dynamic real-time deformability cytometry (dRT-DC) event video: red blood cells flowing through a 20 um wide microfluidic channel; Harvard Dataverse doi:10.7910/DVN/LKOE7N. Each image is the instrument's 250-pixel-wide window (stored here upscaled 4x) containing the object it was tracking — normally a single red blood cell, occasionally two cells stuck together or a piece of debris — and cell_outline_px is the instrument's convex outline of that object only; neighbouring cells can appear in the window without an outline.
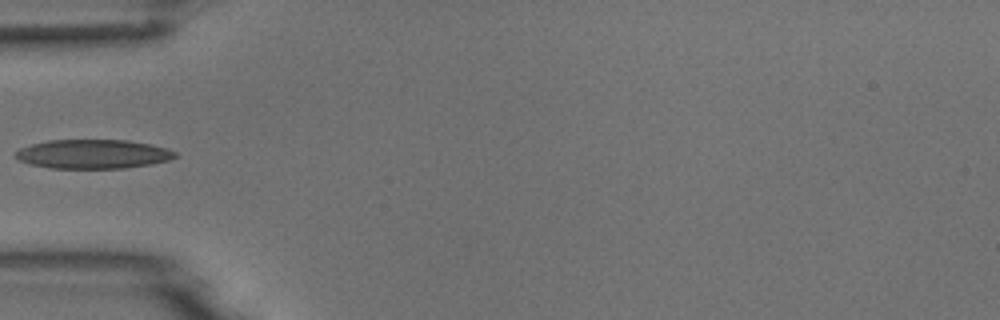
{"species": "common noctule bat (a hibernating species)", "species_latin": "Nyctalus noctula", "temperature_condition": "room temperature", "stored_images_in_passage": 5, "camera_frame_rate_fps": 3000, "um_per_image_px": 0.085, "animal": {"sex": "male", "body_mass_g": 18.8}, "frame": {"image": 1, "passage_image": 5, "time_ms": 5.333, "image_size_px": [1000, 320], "cell_outline_px": [[176, 156], [168, 160], [152, 164], [124, 168], [52, 168], [32, 164], [20, 160], [12, 156], [20, 148], [32, 144], [48, 140], [128, 140], [152, 144], [168, 148], [176, 152]], "centroid_in_image_um": [7.93, 13.09], "position_along_channel_um": 77.1, "area_um2": 27.05}}